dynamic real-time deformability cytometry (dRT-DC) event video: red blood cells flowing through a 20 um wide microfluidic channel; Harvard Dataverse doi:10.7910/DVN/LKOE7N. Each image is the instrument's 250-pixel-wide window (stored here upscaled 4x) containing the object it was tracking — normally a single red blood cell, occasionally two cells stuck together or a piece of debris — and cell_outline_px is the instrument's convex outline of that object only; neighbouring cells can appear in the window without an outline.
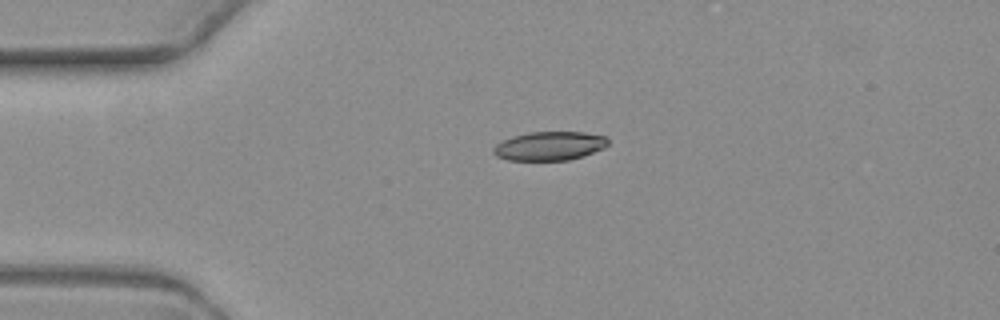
{"species": "common noctule bat (a hibernating species)", "species_latin": "Nyctalus noctula", "temperature_condition": "warm", "stored_images_in_passage": 2, "camera_frame_rate_fps": 3000, "um_per_image_px": 0.085, "animal": {"sex": "female", "body_mass_g": 19.3, "forearm_length_mm": 54.1}, "frame": {"image": 1, "passage_image": 1, "time_ms": 0.0, "image_size_px": [1000, 320], "cell_outline_px": [[608, 144], [604, 148], [584, 156], [568, 160], [508, 160], [496, 156], [492, 152], [492, 148], [496, 144], [512, 136], [528, 132], [584, 132], [604, 136], [608, 140]], "centroid_in_image_um": [46.69, 12.41], "position_along_channel_um": 38.3, "area_um2": 19.31}}
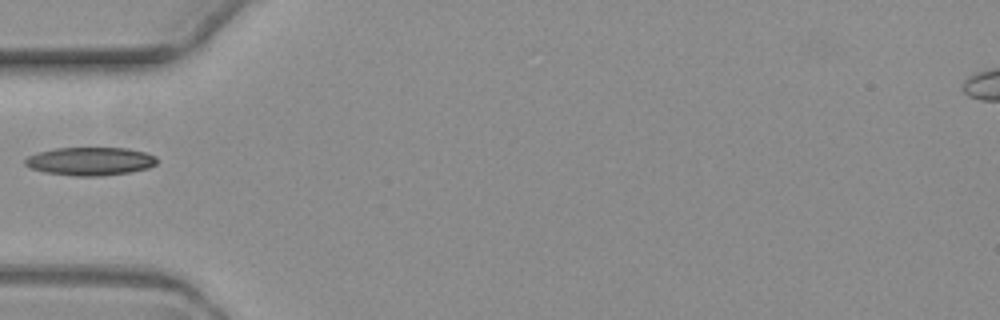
{"frame": {"image": 2, "passage_image": 2, "time_ms": 2.0, "image_size_px": [1000, 320], "cell_outline_px": [[156, 164], [148, 168], [128, 172], [100, 176], [76, 176], [44, 172], [32, 168], [24, 164], [24, 160], [28, 156], [40, 152], [56, 148], [128, 148], [148, 152], [156, 156]], "centroid_in_image_um": [7.69, 13.7], "position_along_channel_um": 77.3, "area_um2": 21.62}}